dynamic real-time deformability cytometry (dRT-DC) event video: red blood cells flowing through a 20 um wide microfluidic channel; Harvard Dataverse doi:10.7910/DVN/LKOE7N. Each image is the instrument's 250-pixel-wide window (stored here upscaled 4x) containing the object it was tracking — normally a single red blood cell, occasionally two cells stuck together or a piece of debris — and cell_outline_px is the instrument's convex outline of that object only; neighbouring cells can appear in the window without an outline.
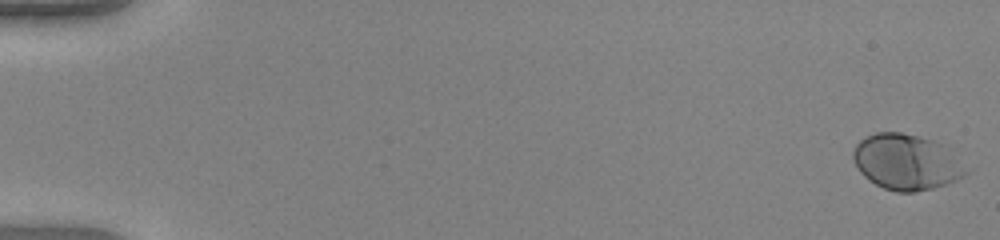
{"species": "human", "species_latin": "Homo sapiens", "temperature_condition": "warm", "stored_images_in_passage": 51, "camera_frame_rate_fps": 3000, "um_per_image_px": 0.085, "donor": {"sex": "female"}, "frame": {"image": 1, "passage_image": 1, "time_ms": 0.0, "image_size_px": [1000, 240], "cell_outline_px": [[968, 172], [964, 176], [956, 180], [932, 188], [912, 192], [896, 192], [884, 188], [868, 180], [860, 172], [852, 160], [852, 152], [856, 144], [860, 140], [876, 132], [900, 132], [920, 136], [932, 140], [940, 144]], "centroid_in_image_um": [76.95, 13.77], "position_along_channel_um": 8.1, "area_um2": 35.89}}
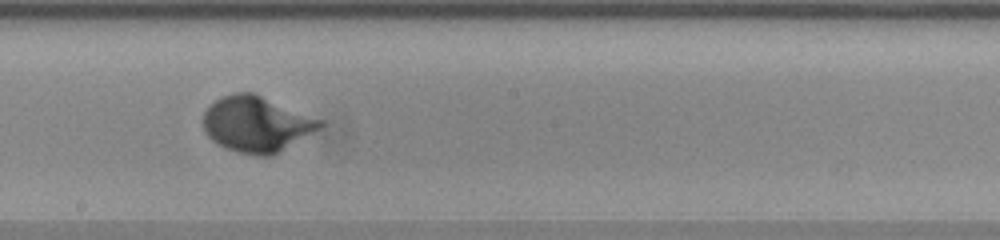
{"frame": {"image": 2, "passage_image": 30, "time_ms": 9.667, "image_size_px": [1000, 240], "cell_outline_px": [[324, 124], [320, 128], [272, 156], [256, 156], [224, 148], [216, 144], [204, 132], [204, 112], [220, 96], [232, 92], [252, 92], [324, 120]], "centroid_in_image_um": [21.8, 10.55], "position_along_channel_um": 226.4, "area_um2": 37.86}}
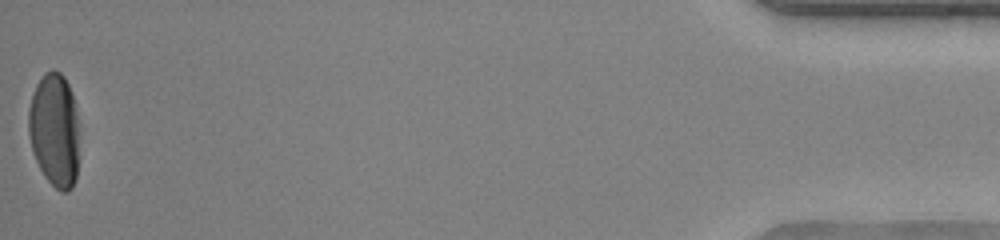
{"frame": {"image": 3, "passage_image": 51, "time_ms": 16.667, "image_size_px": [1000, 240], "cell_outline_px": [[76, 176], [72, 188], [68, 192], [60, 192], [44, 176], [32, 152], [28, 132], [28, 108], [36, 84], [44, 72], [52, 68], [60, 72], [64, 76], [68, 84], [72, 96], [76, 116]], "centroid_in_image_um": [4.58, 11.03], "position_along_channel_um": 430.6, "area_um2": 33.18}, "authors_computed_cell_mechanics": {"area_um2": 35.1424, "velocity_mm_per_s": 4.1533, "shape_relaxation_time_tau1_ms": 2.3348, "shape_relaxation_time_tau2_ms": null, "deformation_change_tau1": 0.1687, "deformation_change_tau2": null}}